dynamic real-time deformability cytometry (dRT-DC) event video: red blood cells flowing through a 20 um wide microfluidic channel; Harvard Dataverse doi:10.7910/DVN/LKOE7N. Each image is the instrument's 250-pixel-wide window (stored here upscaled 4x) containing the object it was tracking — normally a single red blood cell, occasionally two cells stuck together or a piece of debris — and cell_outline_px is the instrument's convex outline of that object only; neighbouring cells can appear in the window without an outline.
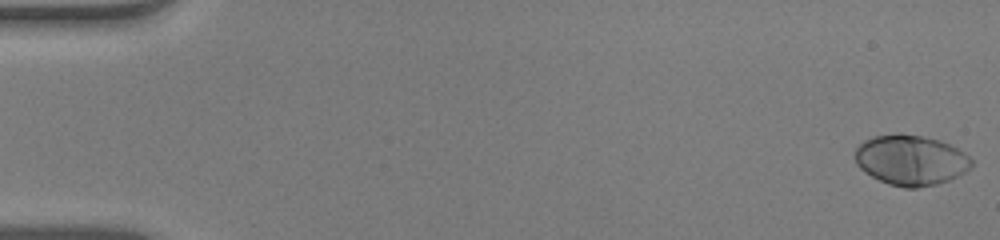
{"species": "human", "species_latin": "Homo sapiens", "temperature_condition": "warm", "stored_images_in_passage": 53, "camera_frame_rate_fps": 3000, "um_per_image_px": 0.085, "donor": {"sex": "male"}, "frame": {"image": 1, "passage_image": 1, "time_ms": 0.0, "image_size_px": [1000, 240], "cell_outline_px": [[972, 168], [948, 180], [936, 184], [916, 188], [904, 188], [888, 184], [864, 172], [856, 164], [856, 148], [864, 140], [872, 136], [896, 132], [924, 136], [940, 140], [964, 152], [972, 160]], "centroid_in_image_um": [77.4, 13.59], "position_along_channel_um": 7.6, "area_um2": 34.28}}
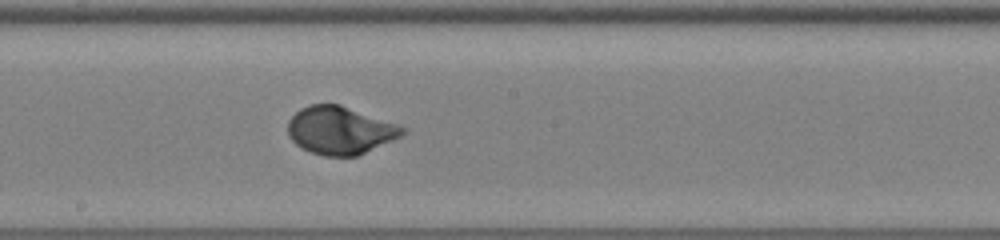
{"frame": {"image": 2, "passage_image": 30, "time_ms": 9.667, "image_size_px": [1000, 240], "cell_outline_px": [[408, 128], [400, 136], [392, 140], [356, 156], [324, 156], [312, 152], [296, 144], [288, 136], [288, 120], [300, 108], [308, 104], [340, 104]], "centroid_in_image_um": [28.88, 11.07], "position_along_channel_um": 219.3, "area_um2": 31.67}}
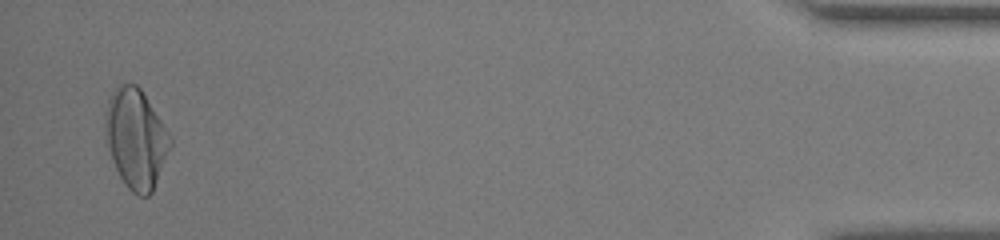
{"frame": {"image": 3, "passage_image": 52, "time_ms": 17.0, "image_size_px": [1000, 240], "cell_outline_px": [[172, 144], [152, 192], [148, 196], [140, 196], [132, 192], [124, 184], [112, 160], [108, 148], [104, 128], [104, 112], [108, 100], [112, 92], [120, 84], [136, 84], [140, 88], [172, 136]], "centroid_in_image_um": [11.54, 11.78], "position_along_channel_um": 423.7, "area_um2": 37.63}, "authors_computed_cell_mechanics": {"area_um2": 32.2524, "velocity_mm_per_s": 3.9041, "shape_relaxation_time_tau1_ms": 2.4677, "shape_relaxation_time_tau2_ms": null, "deformation_change_tau1": 0.1904, "deformation_change_tau2": null}}